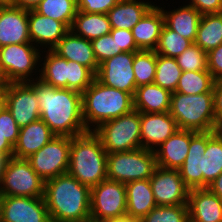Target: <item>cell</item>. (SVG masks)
Here are the masks:
<instances>
[{
  "label": "cell",
  "mask_w": 222,
  "mask_h": 222,
  "mask_svg": "<svg viewBox=\"0 0 222 222\" xmlns=\"http://www.w3.org/2000/svg\"><path fill=\"white\" fill-rule=\"evenodd\" d=\"M219 132L222 134V126L219 128Z\"/></svg>",
  "instance_id": "6f0895ef"
},
{
  "label": "cell",
  "mask_w": 222,
  "mask_h": 222,
  "mask_svg": "<svg viewBox=\"0 0 222 222\" xmlns=\"http://www.w3.org/2000/svg\"><path fill=\"white\" fill-rule=\"evenodd\" d=\"M169 113L176 120L179 129L194 132L217 131L213 92L191 95L172 92Z\"/></svg>",
  "instance_id": "5b68a950"
},
{
  "label": "cell",
  "mask_w": 222,
  "mask_h": 222,
  "mask_svg": "<svg viewBox=\"0 0 222 222\" xmlns=\"http://www.w3.org/2000/svg\"><path fill=\"white\" fill-rule=\"evenodd\" d=\"M150 184L157 205H187L190 189L185 185L178 169L157 166L150 177Z\"/></svg>",
  "instance_id": "9a60e30c"
},
{
  "label": "cell",
  "mask_w": 222,
  "mask_h": 222,
  "mask_svg": "<svg viewBox=\"0 0 222 222\" xmlns=\"http://www.w3.org/2000/svg\"><path fill=\"white\" fill-rule=\"evenodd\" d=\"M40 68L39 79L43 83L55 88H67V59L53 50H43L40 55Z\"/></svg>",
  "instance_id": "f1b7e54d"
},
{
  "label": "cell",
  "mask_w": 222,
  "mask_h": 222,
  "mask_svg": "<svg viewBox=\"0 0 222 222\" xmlns=\"http://www.w3.org/2000/svg\"><path fill=\"white\" fill-rule=\"evenodd\" d=\"M41 52L42 50L32 43L10 44L0 47V64L9 81L23 83L39 79L40 70L38 69H40Z\"/></svg>",
  "instance_id": "9c48e42d"
},
{
  "label": "cell",
  "mask_w": 222,
  "mask_h": 222,
  "mask_svg": "<svg viewBox=\"0 0 222 222\" xmlns=\"http://www.w3.org/2000/svg\"><path fill=\"white\" fill-rule=\"evenodd\" d=\"M207 64L213 79H222V44L207 53Z\"/></svg>",
  "instance_id": "f6af8a7d"
},
{
  "label": "cell",
  "mask_w": 222,
  "mask_h": 222,
  "mask_svg": "<svg viewBox=\"0 0 222 222\" xmlns=\"http://www.w3.org/2000/svg\"><path fill=\"white\" fill-rule=\"evenodd\" d=\"M45 181L25 158L6 160L0 179V196L44 197Z\"/></svg>",
  "instance_id": "ba28073f"
},
{
  "label": "cell",
  "mask_w": 222,
  "mask_h": 222,
  "mask_svg": "<svg viewBox=\"0 0 222 222\" xmlns=\"http://www.w3.org/2000/svg\"><path fill=\"white\" fill-rule=\"evenodd\" d=\"M154 3L149 0H120L107 13L111 28L132 30Z\"/></svg>",
  "instance_id": "484cf974"
},
{
  "label": "cell",
  "mask_w": 222,
  "mask_h": 222,
  "mask_svg": "<svg viewBox=\"0 0 222 222\" xmlns=\"http://www.w3.org/2000/svg\"><path fill=\"white\" fill-rule=\"evenodd\" d=\"M0 102L9 110L20 128L40 119L37 92L29 82L10 83L0 96Z\"/></svg>",
  "instance_id": "7c38bea8"
},
{
  "label": "cell",
  "mask_w": 222,
  "mask_h": 222,
  "mask_svg": "<svg viewBox=\"0 0 222 222\" xmlns=\"http://www.w3.org/2000/svg\"><path fill=\"white\" fill-rule=\"evenodd\" d=\"M71 137L55 136L40 150L30 155L33 170L46 182L68 171Z\"/></svg>",
  "instance_id": "8fae6325"
},
{
  "label": "cell",
  "mask_w": 222,
  "mask_h": 222,
  "mask_svg": "<svg viewBox=\"0 0 222 222\" xmlns=\"http://www.w3.org/2000/svg\"><path fill=\"white\" fill-rule=\"evenodd\" d=\"M10 3V0H0V6L1 5H8Z\"/></svg>",
  "instance_id": "9f6ffc18"
},
{
  "label": "cell",
  "mask_w": 222,
  "mask_h": 222,
  "mask_svg": "<svg viewBox=\"0 0 222 222\" xmlns=\"http://www.w3.org/2000/svg\"><path fill=\"white\" fill-rule=\"evenodd\" d=\"M34 10L62 22L69 30L78 11L76 0H42Z\"/></svg>",
  "instance_id": "d6a6232c"
},
{
  "label": "cell",
  "mask_w": 222,
  "mask_h": 222,
  "mask_svg": "<svg viewBox=\"0 0 222 222\" xmlns=\"http://www.w3.org/2000/svg\"><path fill=\"white\" fill-rule=\"evenodd\" d=\"M163 26V13L154 4L131 30L137 47L140 50H155Z\"/></svg>",
  "instance_id": "cb8c5ba5"
},
{
  "label": "cell",
  "mask_w": 222,
  "mask_h": 222,
  "mask_svg": "<svg viewBox=\"0 0 222 222\" xmlns=\"http://www.w3.org/2000/svg\"><path fill=\"white\" fill-rule=\"evenodd\" d=\"M192 44V41L169 29L164 24L155 52L156 54H160L162 56L176 58Z\"/></svg>",
  "instance_id": "8d00e7d4"
},
{
  "label": "cell",
  "mask_w": 222,
  "mask_h": 222,
  "mask_svg": "<svg viewBox=\"0 0 222 222\" xmlns=\"http://www.w3.org/2000/svg\"><path fill=\"white\" fill-rule=\"evenodd\" d=\"M135 52H121L99 64L95 77L109 87L135 94L136 83L133 71Z\"/></svg>",
  "instance_id": "5bb4252c"
},
{
  "label": "cell",
  "mask_w": 222,
  "mask_h": 222,
  "mask_svg": "<svg viewBox=\"0 0 222 222\" xmlns=\"http://www.w3.org/2000/svg\"><path fill=\"white\" fill-rule=\"evenodd\" d=\"M189 222H222V200L208 188L189 190Z\"/></svg>",
  "instance_id": "ffe728a7"
},
{
  "label": "cell",
  "mask_w": 222,
  "mask_h": 222,
  "mask_svg": "<svg viewBox=\"0 0 222 222\" xmlns=\"http://www.w3.org/2000/svg\"><path fill=\"white\" fill-rule=\"evenodd\" d=\"M189 2L184 3L194 7L201 15L221 13L222 12V0H187Z\"/></svg>",
  "instance_id": "bcb514c9"
},
{
  "label": "cell",
  "mask_w": 222,
  "mask_h": 222,
  "mask_svg": "<svg viewBox=\"0 0 222 222\" xmlns=\"http://www.w3.org/2000/svg\"><path fill=\"white\" fill-rule=\"evenodd\" d=\"M95 79V74L84 65L68 60L67 89L83 93Z\"/></svg>",
  "instance_id": "f35d334b"
},
{
  "label": "cell",
  "mask_w": 222,
  "mask_h": 222,
  "mask_svg": "<svg viewBox=\"0 0 222 222\" xmlns=\"http://www.w3.org/2000/svg\"><path fill=\"white\" fill-rule=\"evenodd\" d=\"M156 167L154 151L144 148L107 154V179L121 183L150 179Z\"/></svg>",
  "instance_id": "52a82bcc"
},
{
  "label": "cell",
  "mask_w": 222,
  "mask_h": 222,
  "mask_svg": "<svg viewBox=\"0 0 222 222\" xmlns=\"http://www.w3.org/2000/svg\"><path fill=\"white\" fill-rule=\"evenodd\" d=\"M20 127L9 110L0 102V133L14 147L18 140Z\"/></svg>",
  "instance_id": "b9f144b4"
},
{
  "label": "cell",
  "mask_w": 222,
  "mask_h": 222,
  "mask_svg": "<svg viewBox=\"0 0 222 222\" xmlns=\"http://www.w3.org/2000/svg\"><path fill=\"white\" fill-rule=\"evenodd\" d=\"M107 154L93 131L71 137L67 173L91 189L107 179Z\"/></svg>",
  "instance_id": "277c9868"
},
{
  "label": "cell",
  "mask_w": 222,
  "mask_h": 222,
  "mask_svg": "<svg viewBox=\"0 0 222 222\" xmlns=\"http://www.w3.org/2000/svg\"><path fill=\"white\" fill-rule=\"evenodd\" d=\"M143 222H189L188 205L159 206L142 218Z\"/></svg>",
  "instance_id": "74e56055"
},
{
  "label": "cell",
  "mask_w": 222,
  "mask_h": 222,
  "mask_svg": "<svg viewBox=\"0 0 222 222\" xmlns=\"http://www.w3.org/2000/svg\"><path fill=\"white\" fill-rule=\"evenodd\" d=\"M77 10L86 13L107 14L120 0H76Z\"/></svg>",
  "instance_id": "7bdbcfd3"
},
{
  "label": "cell",
  "mask_w": 222,
  "mask_h": 222,
  "mask_svg": "<svg viewBox=\"0 0 222 222\" xmlns=\"http://www.w3.org/2000/svg\"><path fill=\"white\" fill-rule=\"evenodd\" d=\"M163 16L164 24L171 30L179 33L184 38L195 42L198 25L201 19V14L194 7L190 5L179 6L176 9L165 10L166 6H160Z\"/></svg>",
  "instance_id": "d4e9b609"
},
{
  "label": "cell",
  "mask_w": 222,
  "mask_h": 222,
  "mask_svg": "<svg viewBox=\"0 0 222 222\" xmlns=\"http://www.w3.org/2000/svg\"><path fill=\"white\" fill-rule=\"evenodd\" d=\"M31 43L28 10L11 4L0 6V47Z\"/></svg>",
  "instance_id": "e0dca14e"
},
{
  "label": "cell",
  "mask_w": 222,
  "mask_h": 222,
  "mask_svg": "<svg viewBox=\"0 0 222 222\" xmlns=\"http://www.w3.org/2000/svg\"><path fill=\"white\" fill-rule=\"evenodd\" d=\"M208 189L222 200V172L218 177L208 186Z\"/></svg>",
  "instance_id": "f907efd6"
},
{
  "label": "cell",
  "mask_w": 222,
  "mask_h": 222,
  "mask_svg": "<svg viewBox=\"0 0 222 222\" xmlns=\"http://www.w3.org/2000/svg\"><path fill=\"white\" fill-rule=\"evenodd\" d=\"M207 132L190 131V146L183 165L178 169L189 189L204 188V153Z\"/></svg>",
  "instance_id": "ac0fdd59"
},
{
  "label": "cell",
  "mask_w": 222,
  "mask_h": 222,
  "mask_svg": "<svg viewBox=\"0 0 222 222\" xmlns=\"http://www.w3.org/2000/svg\"><path fill=\"white\" fill-rule=\"evenodd\" d=\"M133 96L102 84L96 77L82 93V114L85 127L94 131L102 123L133 110Z\"/></svg>",
  "instance_id": "3957f363"
},
{
  "label": "cell",
  "mask_w": 222,
  "mask_h": 222,
  "mask_svg": "<svg viewBox=\"0 0 222 222\" xmlns=\"http://www.w3.org/2000/svg\"><path fill=\"white\" fill-rule=\"evenodd\" d=\"M133 71L136 87L154 83L156 73L155 50H139L135 52Z\"/></svg>",
  "instance_id": "d590c367"
},
{
  "label": "cell",
  "mask_w": 222,
  "mask_h": 222,
  "mask_svg": "<svg viewBox=\"0 0 222 222\" xmlns=\"http://www.w3.org/2000/svg\"><path fill=\"white\" fill-rule=\"evenodd\" d=\"M125 183L105 179L91 188V218L100 221L120 219L127 216Z\"/></svg>",
  "instance_id": "30bf717a"
},
{
  "label": "cell",
  "mask_w": 222,
  "mask_h": 222,
  "mask_svg": "<svg viewBox=\"0 0 222 222\" xmlns=\"http://www.w3.org/2000/svg\"><path fill=\"white\" fill-rule=\"evenodd\" d=\"M14 147L8 140L0 133V154L4 155L7 159L13 157Z\"/></svg>",
  "instance_id": "681fc988"
},
{
  "label": "cell",
  "mask_w": 222,
  "mask_h": 222,
  "mask_svg": "<svg viewBox=\"0 0 222 222\" xmlns=\"http://www.w3.org/2000/svg\"><path fill=\"white\" fill-rule=\"evenodd\" d=\"M37 92L40 118L56 136L74 137L88 132L82 114V94L55 88L40 79L29 82Z\"/></svg>",
  "instance_id": "6da1fadb"
},
{
  "label": "cell",
  "mask_w": 222,
  "mask_h": 222,
  "mask_svg": "<svg viewBox=\"0 0 222 222\" xmlns=\"http://www.w3.org/2000/svg\"><path fill=\"white\" fill-rule=\"evenodd\" d=\"M175 59L182 71L208 70L207 53L195 43Z\"/></svg>",
  "instance_id": "ab89813d"
},
{
  "label": "cell",
  "mask_w": 222,
  "mask_h": 222,
  "mask_svg": "<svg viewBox=\"0 0 222 222\" xmlns=\"http://www.w3.org/2000/svg\"><path fill=\"white\" fill-rule=\"evenodd\" d=\"M213 105L216 128L222 126V79L215 80L213 84Z\"/></svg>",
  "instance_id": "7dc6e473"
},
{
  "label": "cell",
  "mask_w": 222,
  "mask_h": 222,
  "mask_svg": "<svg viewBox=\"0 0 222 222\" xmlns=\"http://www.w3.org/2000/svg\"><path fill=\"white\" fill-rule=\"evenodd\" d=\"M42 0H10L11 5L26 10L34 9Z\"/></svg>",
  "instance_id": "c3c4849f"
},
{
  "label": "cell",
  "mask_w": 222,
  "mask_h": 222,
  "mask_svg": "<svg viewBox=\"0 0 222 222\" xmlns=\"http://www.w3.org/2000/svg\"><path fill=\"white\" fill-rule=\"evenodd\" d=\"M214 81L208 70L183 71L175 92L185 95L213 92Z\"/></svg>",
  "instance_id": "836d02e7"
},
{
  "label": "cell",
  "mask_w": 222,
  "mask_h": 222,
  "mask_svg": "<svg viewBox=\"0 0 222 222\" xmlns=\"http://www.w3.org/2000/svg\"><path fill=\"white\" fill-rule=\"evenodd\" d=\"M1 222H51L44 197L0 196Z\"/></svg>",
  "instance_id": "4fadbf2b"
},
{
  "label": "cell",
  "mask_w": 222,
  "mask_h": 222,
  "mask_svg": "<svg viewBox=\"0 0 222 222\" xmlns=\"http://www.w3.org/2000/svg\"><path fill=\"white\" fill-rule=\"evenodd\" d=\"M6 160L7 158L4 155L0 154V179L2 176V171H3Z\"/></svg>",
  "instance_id": "db71d44e"
},
{
  "label": "cell",
  "mask_w": 222,
  "mask_h": 222,
  "mask_svg": "<svg viewBox=\"0 0 222 222\" xmlns=\"http://www.w3.org/2000/svg\"><path fill=\"white\" fill-rule=\"evenodd\" d=\"M107 153L129 152L141 148L140 112L130 113L102 123L93 131Z\"/></svg>",
  "instance_id": "8992f818"
},
{
  "label": "cell",
  "mask_w": 222,
  "mask_h": 222,
  "mask_svg": "<svg viewBox=\"0 0 222 222\" xmlns=\"http://www.w3.org/2000/svg\"><path fill=\"white\" fill-rule=\"evenodd\" d=\"M28 23L31 43L42 51L52 50L69 31L62 22L41 15L34 9L28 10Z\"/></svg>",
  "instance_id": "d6986e66"
},
{
  "label": "cell",
  "mask_w": 222,
  "mask_h": 222,
  "mask_svg": "<svg viewBox=\"0 0 222 222\" xmlns=\"http://www.w3.org/2000/svg\"><path fill=\"white\" fill-rule=\"evenodd\" d=\"M171 94L155 83L138 86L133 96V108L143 113L169 112Z\"/></svg>",
  "instance_id": "4316f807"
},
{
  "label": "cell",
  "mask_w": 222,
  "mask_h": 222,
  "mask_svg": "<svg viewBox=\"0 0 222 222\" xmlns=\"http://www.w3.org/2000/svg\"><path fill=\"white\" fill-rule=\"evenodd\" d=\"M190 131L178 129L155 150L157 166L165 169H179L188 155Z\"/></svg>",
  "instance_id": "7402d4cb"
},
{
  "label": "cell",
  "mask_w": 222,
  "mask_h": 222,
  "mask_svg": "<svg viewBox=\"0 0 222 222\" xmlns=\"http://www.w3.org/2000/svg\"><path fill=\"white\" fill-rule=\"evenodd\" d=\"M52 50L60 57L78 62L97 74L99 64L90 40L77 36L69 30Z\"/></svg>",
  "instance_id": "44dd1931"
},
{
  "label": "cell",
  "mask_w": 222,
  "mask_h": 222,
  "mask_svg": "<svg viewBox=\"0 0 222 222\" xmlns=\"http://www.w3.org/2000/svg\"><path fill=\"white\" fill-rule=\"evenodd\" d=\"M104 222H143L141 218H134V217H122L120 219H113V220H107Z\"/></svg>",
  "instance_id": "f5cc1de1"
},
{
  "label": "cell",
  "mask_w": 222,
  "mask_h": 222,
  "mask_svg": "<svg viewBox=\"0 0 222 222\" xmlns=\"http://www.w3.org/2000/svg\"><path fill=\"white\" fill-rule=\"evenodd\" d=\"M194 43L206 53L222 44V12L201 16Z\"/></svg>",
  "instance_id": "4dcf8cb0"
},
{
  "label": "cell",
  "mask_w": 222,
  "mask_h": 222,
  "mask_svg": "<svg viewBox=\"0 0 222 222\" xmlns=\"http://www.w3.org/2000/svg\"><path fill=\"white\" fill-rule=\"evenodd\" d=\"M111 24L107 14L77 11L70 30L77 36L93 40L110 34Z\"/></svg>",
  "instance_id": "f546056e"
},
{
  "label": "cell",
  "mask_w": 222,
  "mask_h": 222,
  "mask_svg": "<svg viewBox=\"0 0 222 222\" xmlns=\"http://www.w3.org/2000/svg\"><path fill=\"white\" fill-rule=\"evenodd\" d=\"M82 222H103V221H100V220H95V219H92V218H89V219H86Z\"/></svg>",
  "instance_id": "11a10c76"
},
{
  "label": "cell",
  "mask_w": 222,
  "mask_h": 222,
  "mask_svg": "<svg viewBox=\"0 0 222 222\" xmlns=\"http://www.w3.org/2000/svg\"><path fill=\"white\" fill-rule=\"evenodd\" d=\"M128 217L143 218L157 206L150 179L134 180L125 183Z\"/></svg>",
  "instance_id": "83f0119b"
},
{
  "label": "cell",
  "mask_w": 222,
  "mask_h": 222,
  "mask_svg": "<svg viewBox=\"0 0 222 222\" xmlns=\"http://www.w3.org/2000/svg\"><path fill=\"white\" fill-rule=\"evenodd\" d=\"M10 81L7 78L2 65L0 64V96L3 94V92L9 87Z\"/></svg>",
  "instance_id": "816d5d0a"
},
{
  "label": "cell",
  "mask_w": 222,
  "mask_h": 222,
  "mask_svg": "<svg viewBox=\"0 0 222 222\" xmlns=\"http://www.w3.org/2000/svg\"><path fill=\"white\" fill-rule=\"evenodd\" d=\"M91 44L98 64L122 52L121 49H117V43L111 34L93 39Z\"/></svg>",
  "instance_id": "60d3db41"
},
{
  "label": "cell",
  "mask_w": 222,
  "mask_h": 222,
  "mask_svg": "<svg viewBox=\"0 0 222 222\" xmlns=\"http://www.w3.org/2000/svg\"><path fill=\"white\" fill-rule=\"evenodd\" d=\"M55 136L41 118L33 121L20 128L18 140L13 150V157L27 159Z\"/></svg>",
  "instance_id": "603a6c76"
},
{
  "label": "cell",
  "mask_w": 222,
  "mask_h": 222,
  "mask_svg": "<svg viewBox=\"0 0 222 222\" xmlns=\"http://www.w3.org/2000/svg\"><path fill=\"white\" fill-rule=\"evenodd\" d=\"M204 188L222 172V134L217 131L207 132V144L204 153Z\"/></svg>",
  "instance_id": "1f68e13d"
},
{
  "label": "cell",
  "mask_w": 222,
  "mask_h": 222,
  "mask_svg": "<svg viewBox=\"0 0 222 222\" xmlns=\"http://www.w3.org/2000/svg\"><path fill=\"white\" fill-rule=\"evenodd\" d=\"M91 189L69 173L45 182L44 200L51 222H82L91 218Z\"/></svg>",
  "instance_id": "7a4b0ae2"
},
{
  "label": "cell",
  "mask_w": 222,
  "mask_h": 222,
  "mask_svg": "<svg viewBox=\"0 0 222 222\" xmlns=\"http://www.w3.org/2000/svg\"><path fill=\"white\" fill-rule=\"evenodd\" d=\"M182 72L175 58L156 54L155 84L175 92Z\"/></svg>",
  "instance_id": "e575fe53"
},
{
  "label": "cell",
  "mask_w": 222,
  "mask_h": 222,
  "mask_svg": "<svg viewBox=\"0 0 222 222\" xmlns=\"http://www.w3.org/2000/svg\"><path fill=\"white\" fill-rule=\"evenodd\" d=\"M110 34L117 43V49H121L122 52H137L140 50L135 43L131 30L112 28Z\"/></svg>",
  "instance_id": "ee69618b"
},
{
  "label": "cell",
  "mask_w": 222,
  "mask_h": 222,
  "mask_svg": "<svg viewBox=\"0 0 222 222\" xmlns=\"http://www.w3.org/2000/svg\"><path fill=\"white\" fill-rule=\"evenodd\" d=\"M178 129L176 120L169 112H140L141 148L154 151Z\"/></svg>",
  "instance_id": "2e32d148"
}]
</instances>
